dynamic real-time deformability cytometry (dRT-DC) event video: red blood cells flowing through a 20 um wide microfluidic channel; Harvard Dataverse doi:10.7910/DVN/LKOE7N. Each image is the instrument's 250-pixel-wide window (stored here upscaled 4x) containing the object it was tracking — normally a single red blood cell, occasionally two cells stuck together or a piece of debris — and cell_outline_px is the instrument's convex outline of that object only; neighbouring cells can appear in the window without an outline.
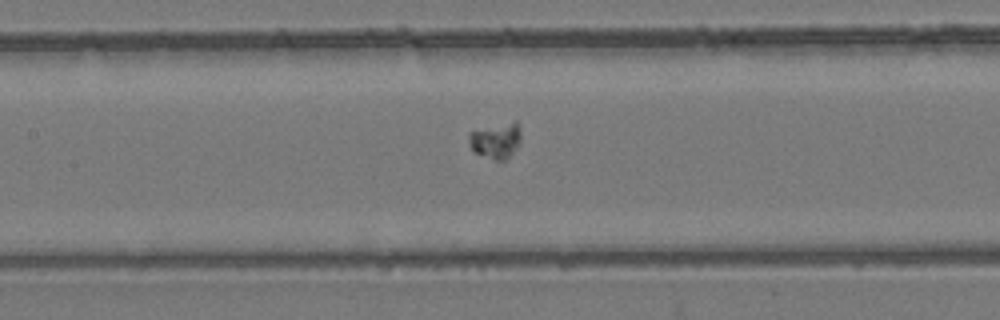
{"species": "common noctule bat (a hibernating species)", "species_latin": "Nyctalus noctula", "temperature_condition": "room temperature", "stored_images_in_passage": 42, "camera_frame_rate_fps": 3000, "um_per_image_px": 0.085, "animal": {"sex": "female", "body_mass_g": 24.6, "forearm_length_mm": 56.2}, "frame": {"image": 1, "passage_image": 14, "time_ms": 4.333, "image_size_px": [1000, 320], "cell_outline_px": [[520, 144], [504, 160], [496, 160], [476, 152], [468, 144], [468, 132], [512, 120], [516, 120], [520, 128]], "centroid_in_image_um": [42.16, 11.9], "position_along_channel_um": 165.2, "area_um2": 10.81}}
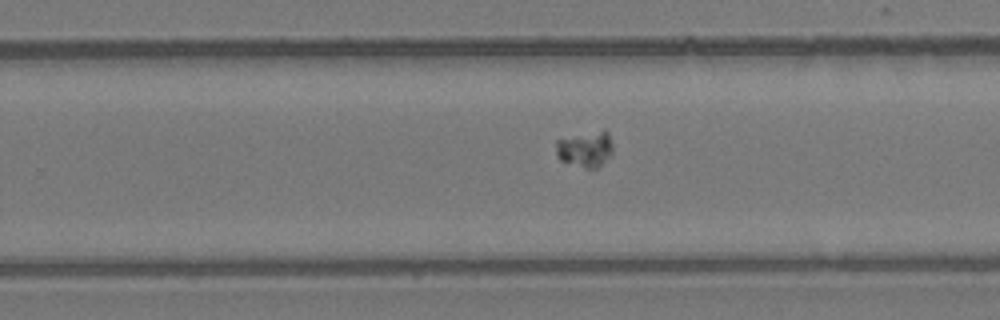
{"frame": {"image": 2, "passage_image": 23, "time_ms": 7.333, "image_size_px": [1000, 320], "cell_outline_px": [[612, 152], [596, 168], [584, 168], [560, 160], [556, 156], [556, 140], [604, 128], [608, 132], [612, 144]], "centroid_in_image_um": [49.74, 12.64], "position_along_channel_um": 280.1, "area_um2": 11.85}}
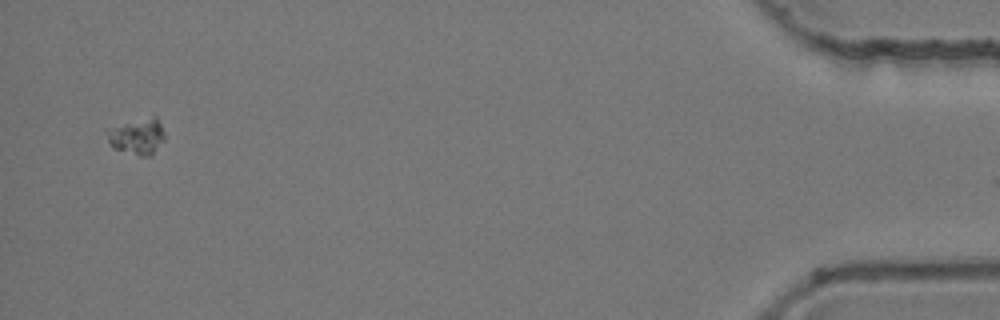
{"frame": {"image": 3, "passage_image": 41, "time_ms": 13.333, "image_size_px": [1000, 320], "cell_outline_px": [[164, 140], [152, 156], [140, 156], [112, 148], [108, 140], [108, 128], [152, 116], [156, 116], [164, 132]], "centroid_in_image_um": [11.69, 11.62], "position_along_channel_um": 423.5, "area_um2": 11.96}}